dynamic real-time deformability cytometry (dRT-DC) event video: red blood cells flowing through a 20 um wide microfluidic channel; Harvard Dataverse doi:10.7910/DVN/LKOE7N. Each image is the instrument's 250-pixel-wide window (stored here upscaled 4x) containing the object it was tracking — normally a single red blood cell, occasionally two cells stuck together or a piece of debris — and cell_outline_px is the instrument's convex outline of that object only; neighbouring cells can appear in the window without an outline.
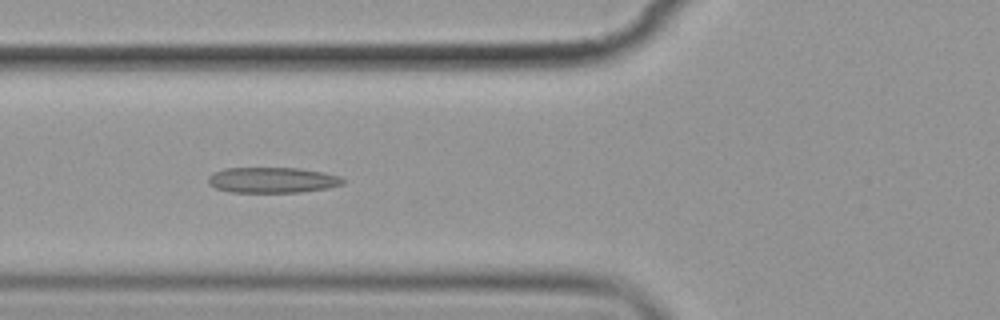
{"species": "common noctule bat (a hibernating species)", "species_latin": "Nyctalus noctula", "temperature_condition": "cold", "stored_images_in_passage": 6, "camera_frame_rate_fps": 3000, "um_per_image_px": 0.085, "animal": {"sex": "female", "body_mass_g": 19.9}, "frame": {"image": 1, "passage_image": 5, "time_ms": 5.667, "image_size_px": [1000, 320], "cell_outline_px": [[344, 184], [328, 188], [300, 192], [228, 192], [216, 188], [208, 184], [208, 176], [212, 172], [224, 168], [300, 168], [324, 172], [340, 176], [344, 180]], "centroid_in_image_um": [23.13, 15.3], "position_along_channel_um": 102.7, "area_um2": 20.29}}
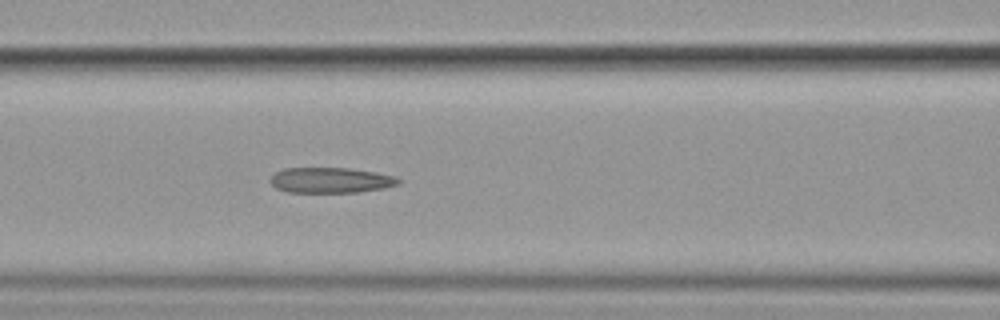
{"frame": {"image": 2, "passage_image": 6, "time_ms": 6.667, "image_size_px": [1000, 320], "cell_outline_px": [[400, 184], [384, 188], [356, 192], [288, 192], [276, 188], [268, 180], [276, 172], [284, 168], [348, 168], [376, 172], [396, 176], [400, 180]], "centroid_in_image_um": [28.12, 15.31], "position_along_channel_um": 138.5, "area_um2": 19.02}}